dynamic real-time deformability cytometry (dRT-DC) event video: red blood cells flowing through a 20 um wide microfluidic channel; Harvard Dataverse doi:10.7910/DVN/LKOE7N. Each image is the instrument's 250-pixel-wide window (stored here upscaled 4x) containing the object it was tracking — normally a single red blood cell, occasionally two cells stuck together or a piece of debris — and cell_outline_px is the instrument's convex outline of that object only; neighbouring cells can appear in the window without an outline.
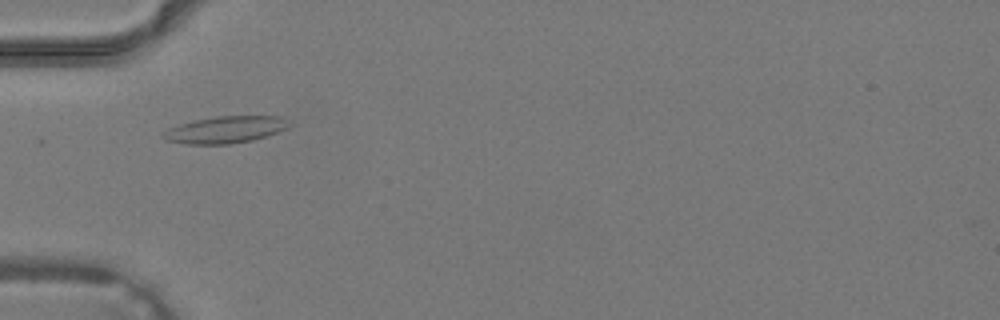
{"species": "common noctule bat (a hibernating species)", "species_latin": "Nyctalus noctula", "temperature_condition": "warm", "stored_images_in_passage": 33, "camera_frame_rate_fps": 3000, "um_per_image_px": 0.085, "animal": {"sex": "male", "body_mass_g": 19.2, "forearm_length_mm": 51.8}, "frame": {"image": 1, "passage_image": 7, "time_ms": 2.0, "image_size_px": [1000, 320], "cell_outline_px": [[292, 124], [288, 128], [268, 136], [252, 140], [228, 144], [184, 144], [164, 140], [160, 136], [160, 132], [168, 128], [192, 120], [216, 116], [284, 116]], "centroid_in_image_um": [19.14, 11.02], "position_along_channel_um": 65.9, "area_um2": 20.17}}
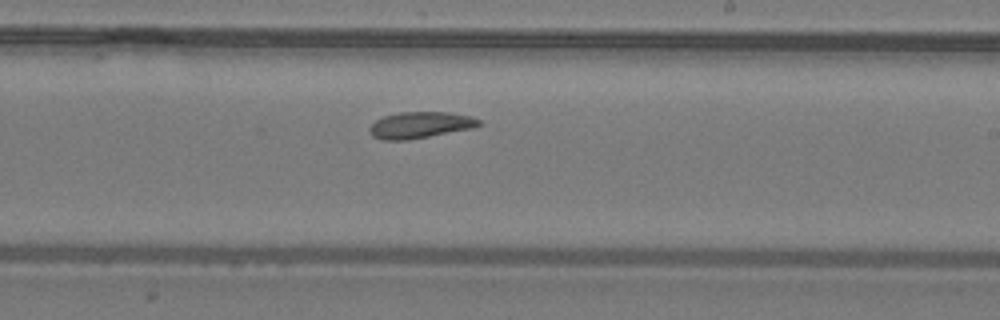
{"frame": {"image": 2, "passage_image": 18, "time_ms": 5.667, "image_size_px": [1000, 320], "cell_outline_px": [[480, 124], [472, 128], [408, 140], [384, 140], [372, 136], [368, 132], [368, 128], [376, 120], [384, 116], [400, 112], [448, 112], [472, 116], [480, 120]], "centroid_in_image_um": [35.68, 10.62], "position_along_channel_um": 253.3, "area_um2": 16.76}}
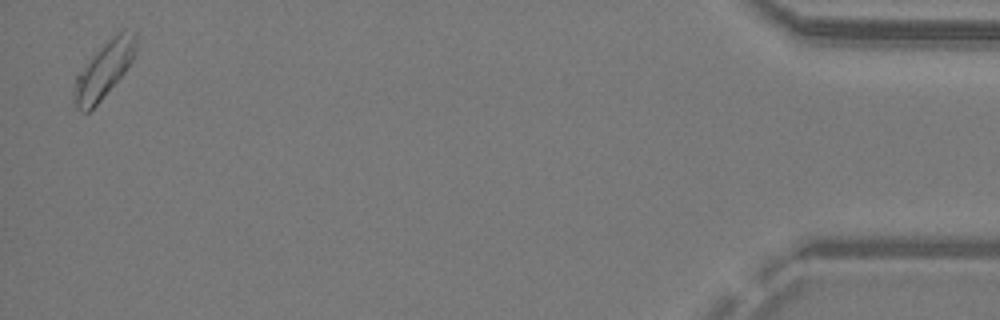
{"frame": {"image": 3, "passage_image": 33, "time_ms": 10.667, "image_size_px": [1000, 320], "cell_outline_px": [[136, 48], [132, 60], [124, 72], [100, 100], [88, 112], [80, 112], [76, 108], [76, 76], [88, 60], [116, 32], [124, 28], [136, 32]], "centroid_in_image_um": [8.88, 5.87], "position_along_channel_um": 426.3, "area_um2": 19.59}}